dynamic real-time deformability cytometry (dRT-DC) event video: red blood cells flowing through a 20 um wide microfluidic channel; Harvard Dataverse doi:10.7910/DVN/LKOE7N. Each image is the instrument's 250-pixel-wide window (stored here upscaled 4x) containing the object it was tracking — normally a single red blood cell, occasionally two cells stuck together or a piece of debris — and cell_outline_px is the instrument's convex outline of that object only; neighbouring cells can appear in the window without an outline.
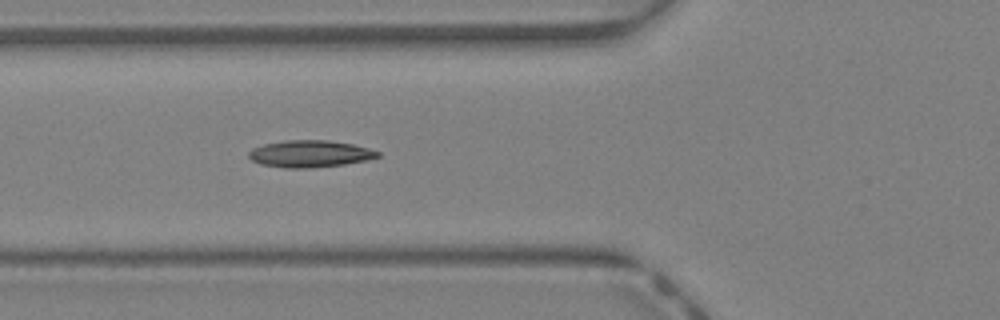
{"species": "Egyptian fruit bat (a non-hibernating species)", "species_latin": "Rousettus aegyptiacus", "temperature_condition": "warm", "stored_images_in_passage": 35, "camera_frame_rate_fps": 3000, "um_per_image_px": 0.085, "animal": {"sex": "female"}, "frame": {"image": 1, "passage_image": 8, "time_ms": 2.333, "image_size_px": [1000, 320], "cell_outline_px": [[380, 156], [368, 160], [344, 164], [308, 168], [284, 168], [260, 164], [252, 160], [248, 156], [248, 152], [252, 148], [264, 144], [284, 140], [328, 140], [352, 144], [368, 148], [380, 152]], "centroid_in_image_um": [26.33, 13.07], "position_along_channel_um": 99.5, "area_um2": 20.29}}
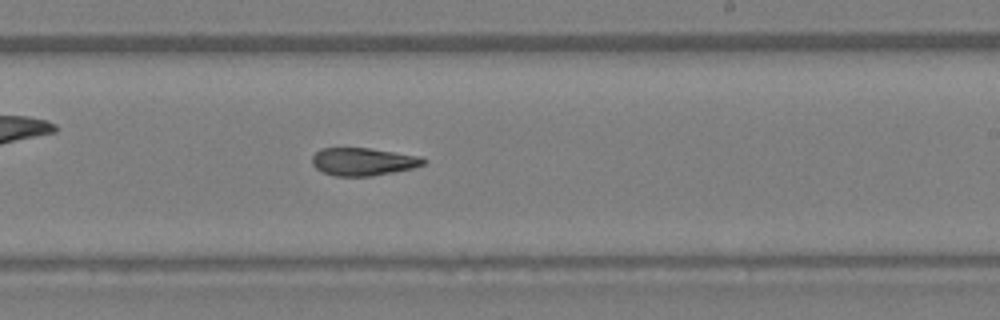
{"frame": {"image": 2, "passage_image": 18, "time_ms": 5.667, "image_size_px": [1000, 320], "cell_outline_px": [[428, 160], [424, 164], [412, 168], [372, 176], [336, 176], [324, 172], [316, 168], [312, 164], [312, 156], [320, 148], [368, 148], [420, 156]], "centroid_in_image_um": [30.86, 13.73], "position_along_channel_um": 258.1, "area_um2": 17.92}}
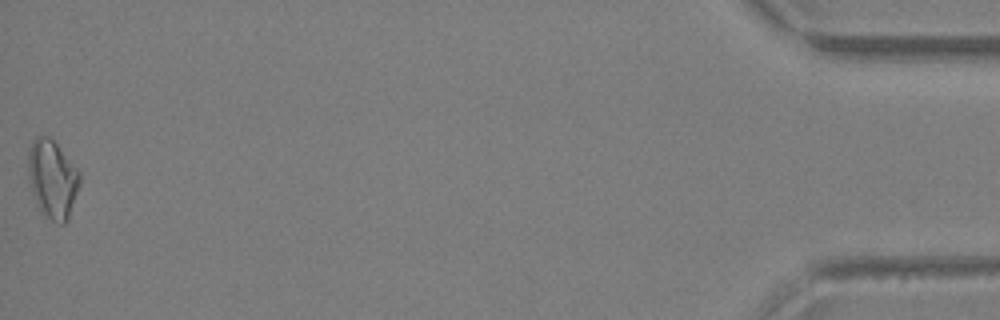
{"frame": {"image": 3, "passage_image": 35, "time_ms": 11.333, "image_size_px": [1000, 320], "cell_outline_px": [[80, 184], [68, 220], [64, 224], [60, 224], [44, 216], [40, 212], [36, 204], [32, 192], [28, 176], [28, 148], [32, 140], [36, 136], [48, 136], [56, 144], [80, 172]], "centroid_in_image_um": [4.44, 15.24], "position_along_channel_um": 430.8, "area_um2": 23.64}, "authors_computed_cell_mechanics": {"area_um2": 18.9584, "velocity_mm_per_s": 4.7711, "shape_relaxation_time_tau1_ms": 10.272, "shape_relaxation_time_tau2_ms": 4.7898, "deformation_change_tau1": 0.2326, "deformation_change_tau2": 0.1337}}